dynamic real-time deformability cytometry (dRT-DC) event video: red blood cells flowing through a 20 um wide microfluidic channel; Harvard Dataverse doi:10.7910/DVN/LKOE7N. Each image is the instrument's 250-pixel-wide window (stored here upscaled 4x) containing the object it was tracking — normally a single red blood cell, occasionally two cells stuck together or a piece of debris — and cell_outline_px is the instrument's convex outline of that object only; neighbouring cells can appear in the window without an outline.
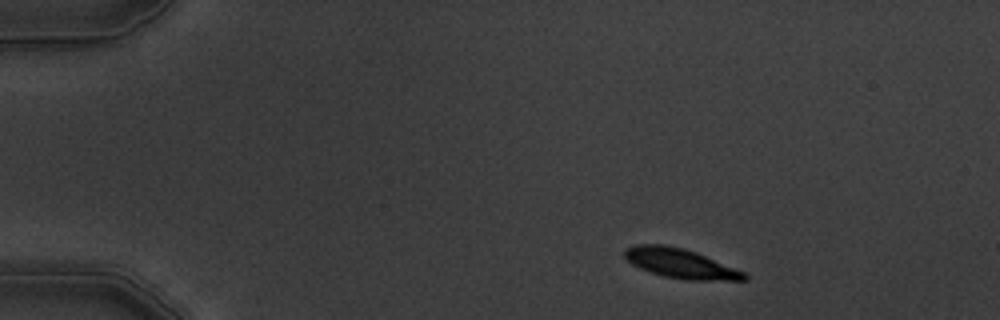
{"species": "common noctule bat (a hibernating species)", "species_latin": "Nyctalus noctula", "temperature_condition": "warm", "stored_images_in_passage": 6, "camera_frame_rate_fps": 3000, "um_per_image_px": 0.085, "animal": {"sex": "male", "body_mass_g": 19.5, "forearm_length_mm": 54.6}, "frame": {"image": 1, "passage_image": 1, "time_ms": 0.0, "image_size_px": [1000, 320], "cell_outline_px": [[748, 280], [688, 280], [664, 276], [640, 268], [632, 264], [624, 256], [624, 252], [628, 248], [636, 244], [664, 244], [684, 248], [696, 252], [744, 272], [748, 276]], "centroid_in_image_um": [57.84, 22.38], "position_along_channel_um": 27.2, "area_um2": 20.35}}